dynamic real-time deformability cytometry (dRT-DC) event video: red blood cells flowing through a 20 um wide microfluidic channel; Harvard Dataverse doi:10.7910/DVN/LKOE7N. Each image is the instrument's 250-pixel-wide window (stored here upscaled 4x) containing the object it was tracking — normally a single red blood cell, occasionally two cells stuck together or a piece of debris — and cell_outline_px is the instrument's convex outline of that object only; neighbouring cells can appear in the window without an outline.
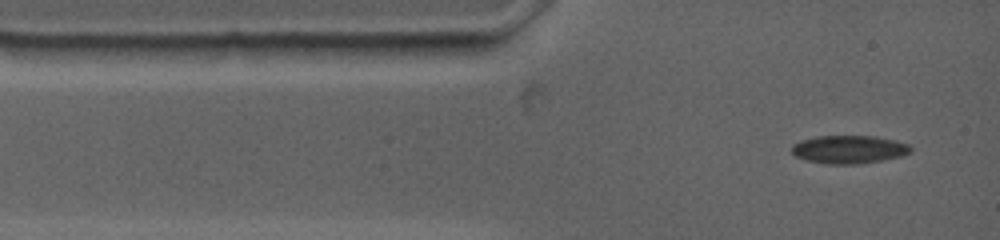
{"species": "common noctule bat (a hibernating species)", "species_latin": "Nyctalus noctula", "temperature_condition": "warm", "stored_images_in_passage": 6, "camera_frame_rate_fps": 4500, "um_per_image_px": 0.085, "animal": {"sex": "female", "body_mass_g": 19.0, "forearm_length_mm": 53.3}, "frame": {"image": 1, "passage_image": 1, "time_ms": 0.0, "image_size_px": [1000, 240], "cell_outline_px": [[912, 152], [904, 156], [880, 160], [848, 164], [828, 164], [808, 160], [796, 156], [792, 152], [792, 144], [800, 140], [816, 136], [872, 136], [896, 140], [908, 144], [912, 148]], "centroid_in_image_um": [72.18, 12.68], "position_along_channel_um": 12.8, "area_um2": 19.36}}
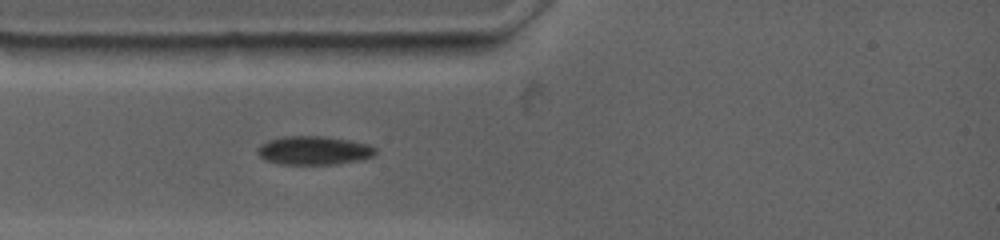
{"frame": {"image": 2, "passage_image": 4, "time_ms": 2.0, "image_size_px": [1000, 240], "cell_outline_px": [[376, 152], [372, 156], [360, 160], [336, 164], [280, 164], [268, 160], [260, 156], [256, 152], [260, 144], [268, 140], [284, 136], [324, 136], [352, 140], [368, 144], [376, 148]], "centroid_in_image_um": [26.69, 12.78], "position_along_channel_um": 58.3, "area_um2": 19.71}}
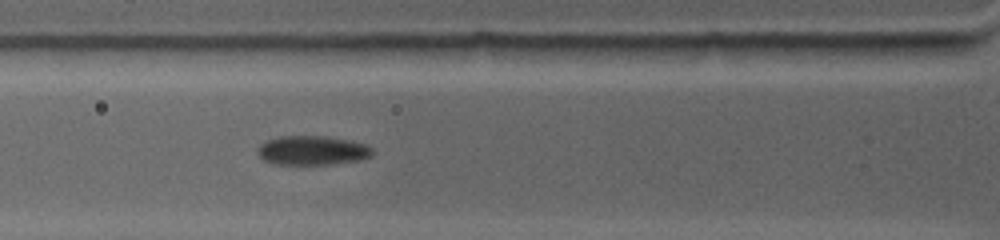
{"frame": {"image": 3, "passage_image": 6, "time_ms": 3.111, "image_size_px": [1000, 240], "cell_outline_px": [[372, 156], [360, 160], [332, 164], [272, 164], [264, 160], [256, 152], [256, 148], [260, 144], [276, 136], [328, 136], [352, 140], [364, 144], [372, 148]], "centroid_in_image_um": [26.53, 12.78], "position_along_channel_um": 99.3, "area_um2": 19.77}}